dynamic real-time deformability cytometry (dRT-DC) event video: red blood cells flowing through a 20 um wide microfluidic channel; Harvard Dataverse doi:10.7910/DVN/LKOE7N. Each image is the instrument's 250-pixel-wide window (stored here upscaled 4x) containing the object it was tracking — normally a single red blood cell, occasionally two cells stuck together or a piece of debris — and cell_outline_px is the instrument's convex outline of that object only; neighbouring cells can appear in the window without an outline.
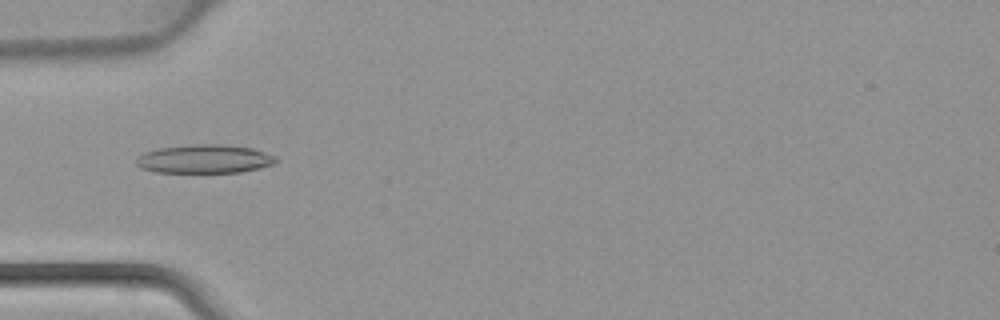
{"species": "common noctule bat (a hibernating species)", "species_latin": "Nyctalus noctula", "temperature_condition": "warm", "stored_images_in_passage": 32, "camera_frame_rate_fps": 3000, "um_per_image_px": 0.085, "animal": {"sex": "female", "body_mass_g": 22.7, "forearm_length_mm": 54.2}, "frame": {"image": 1, "passage_image": 2, "time_ms": 0.333, "image_size_px": [1000, 320], "cell_outline_px": [[280, 160], [272, 164], [260, 168], [240, 172], [156, 172], [140, 168], [136, 164], [136, 160], [144, 152], [160, 148], [192, 144], [220, 144], [252, 148], [276, 156]], "centroid_in_image_um": [17.4, 13.51], "position_along_channel_um": 67.6, "area_um2": 23.24}}
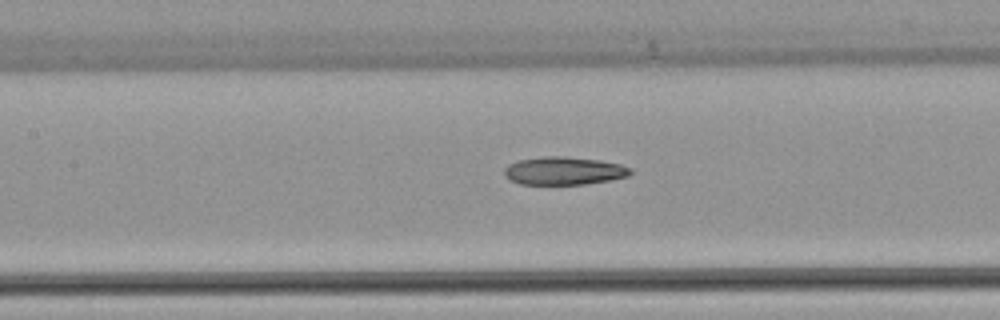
{"frame": {"image": 2, "passage_image": 8, "time_ms": 2.333, "image_size_px": [1000, 320], "cell_outline_px": [[632, 172], [628, 176], [608, 180], [584, 184], [520, 184], [508, 180], [504, 176], [504, 168], [508, 164], [516, 160], [544, 156], [564, 156], [600, 160], [620, 164], [632, 168]], "centroid_in_image_um": [47.88, 14.51], "position_along_channel_um": 159.5, "area_um2": 20.75}}
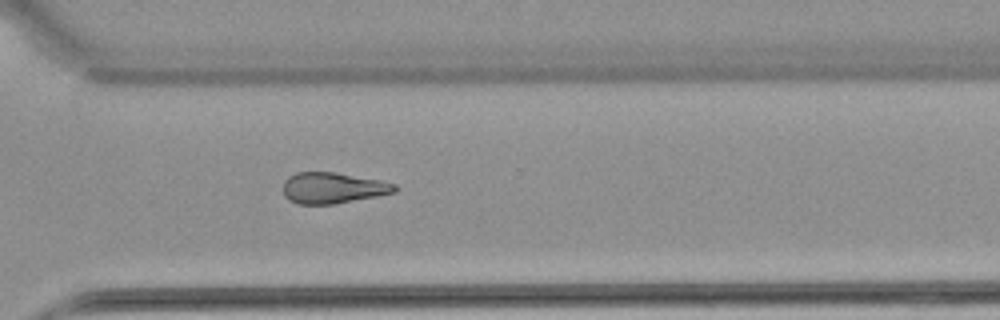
{"frame": {"image": 3, "passage_image": 20, "time_ms": 6.333, "image_size_px": [1000, 320], "cell_outline_px": [[400, 188], [396, 192], [336, 204], [296, 204], [288, 200], [284, 196], [284, 180], [288, 176], [296, 172], [336, 172], [380, 180], [396, 184]], "centroid_in_image_um": [28.3, 15.97], "position_along_channel_um": 342.3, "area_um2": 20.4}}